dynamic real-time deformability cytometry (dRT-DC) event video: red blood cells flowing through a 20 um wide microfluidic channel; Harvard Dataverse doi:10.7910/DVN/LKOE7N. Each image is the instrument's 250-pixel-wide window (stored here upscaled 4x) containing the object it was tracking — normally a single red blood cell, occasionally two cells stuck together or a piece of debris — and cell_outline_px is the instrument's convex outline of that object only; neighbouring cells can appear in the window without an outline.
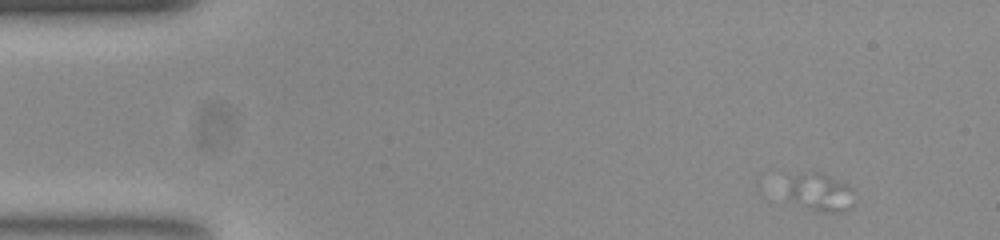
{"species": "common noctule bat (a hibernating species)", "species_latin": "Nyctalus noctula", "temperature_condition": "room temperature", "stored_images_in_passage": 10, "camera_frame_rate_fps": 3000, "um_per_image_px": 0.085, "animal": {"sex": "female", "body_mass_g": 23.0, "forearm_length_mm": 53.4}, "frame": {"image": 1, "passage_image": 1, "time_ms": 0.0, "image_size_px": [1000, 240], "cell_outline_px": [[852, 208], [828, 212], [824, 212], [812, 208], [788, 196], [784, 172], [816, 172], [848, 184], [852, 204]], "centroid_in_image_um": [69.56, 16.25], "position_along_channel_um": 15.4, "area_um2": 14.57}}